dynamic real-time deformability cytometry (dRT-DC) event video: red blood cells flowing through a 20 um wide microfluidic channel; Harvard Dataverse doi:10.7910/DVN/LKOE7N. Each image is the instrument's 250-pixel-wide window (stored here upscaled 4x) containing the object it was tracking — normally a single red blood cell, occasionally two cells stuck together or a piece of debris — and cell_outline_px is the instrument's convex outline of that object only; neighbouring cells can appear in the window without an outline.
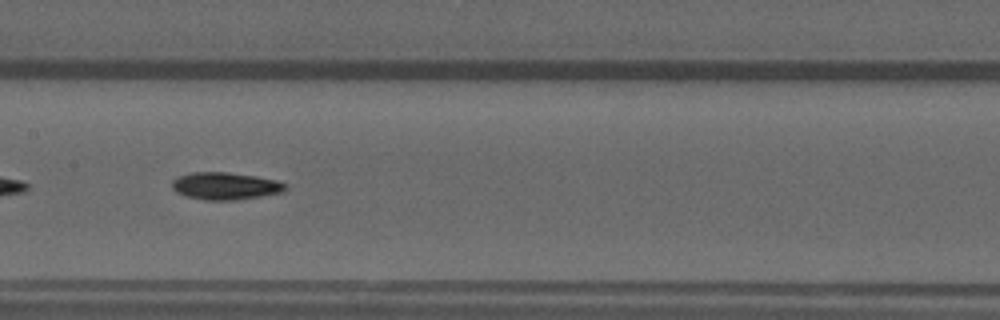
{"species": "common noctule bat (a hibernating species)", "species_latin": "Nyctalus noctula", "temperature_condition": "warm", "stored_images_in_passage": 36, "camera_frame_rate_fps": 3000, "um_per_image_px": 0.085, "animal": {"sex": "male", "forearm_length_mm": 52.5}, "frame": {"image": 1, "passage_image": 11, "time_ms": 3.333, "image_size_px": [1000, 320], "cell_outline_px": [[288, 188], [284, 192], [260, 196], [232, 200], [204, 200], [184, 196], [176, 192], [172, 188], [172, 180], [176, 176], [192, 172], [228, 172], [256, 176], [276, 180], [284, 184]], "centroid_in_image_um": [19.11, 15.8], "position_along_channel_um": 188.3, "area_um2": 18.15}}
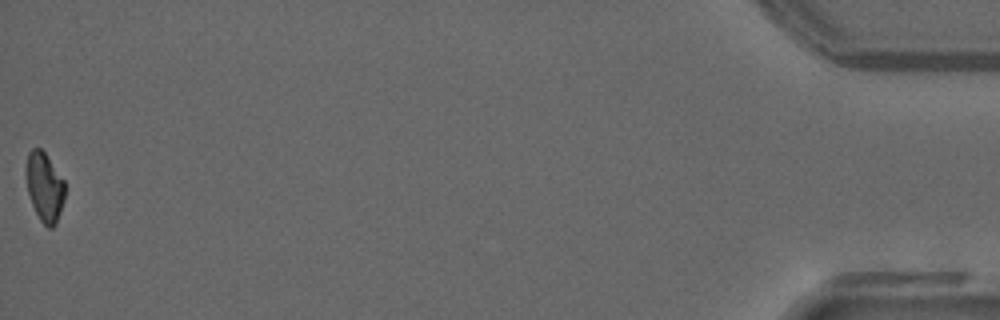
{"frame": {"image": 2, "passage_image": 36, "time_ms": 11.667, "image_size_px": [1000, 320], "cell_outline_px": [[64, 200], [56, 224], [52, 228], [48, 228], [40, 220], [32, 204], [28, 192], [28, 152], [32, 148], [40, 148], [44, 152], [64, 180]], "centroid_in_image_um": [3.82, 15.93], "position_along_channel_um": 431.4, "area_um2": 15.09}, "authors_computed_cell_mechanics": {"area_um2": 17.2822, "velocity_mm_per_s": 4.1304, "shape_relaxation_time_tau1_ms": 5.3269, "shape_relaxation_time_tau2_ms": null, "deformation_change_tau1": 0.1807, "deformation_change_tau2": null}}